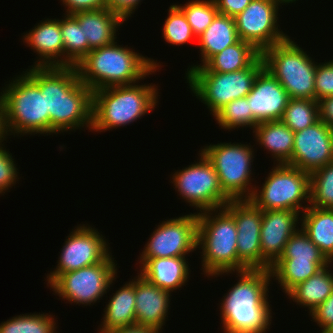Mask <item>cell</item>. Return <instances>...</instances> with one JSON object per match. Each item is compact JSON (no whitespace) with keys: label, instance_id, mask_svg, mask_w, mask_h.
Wrapping results in <instances>:
<instances>
[{"label":"cell","instance_id":"obj_1","mask_svg":"<svg viewBox=\"0 0 333 333\" xmlns=\"http://www.w3.org/2000/svg\"><path fill=\"white\" fill-rule=\"evenodd\" d=\"M29 67L24 72L45 94L50 135L91 130L93 91L80 80L76 66Z\"/></svg>","mask_w":333,"mask_h":333},{"label":"cell","instance_id":"obj_2","mask_svg":"<svg viewBox=\"0 0 333 333\" xmlns=\"http://www.w3.org/2000/svg\"><path fill=\"white\" fill-rule=\"evenodd\" d=\"M237 282L220 300V319L224 333H267L273 311L268 298L272 281L270 270L235 272Z\"/></svg>","mask_w":333,"mask_h":333},{"label":"cell","instance_id":"obj_3","mask_svg":"<svg viewBox=\"0 0 333 333\" xmlns=\"http://www.w3.org/2000/svg\"><path fill=\"white\" fill-rule=\"evenodd\" d=\"M91 50L77 65L80 80L92 91L130 85L161 70L162 64L117 43ZM146 77V78H145Z\"/></svg>","mask_w":333,"mask_h":333},{"label":"cell","instance_id":"obj_4","mask_svg":"<svg viewBox=\"0 0 333 333\" xmlns=\"http://www.w3.org/2000/svg\"><path fill=\"white\" fill-rule=\"evenodd\" d=\"M140 82L94 90L90 131L101 133L125 127L158 107V84Z\"/></svg>","mask_w":333,"mask_h":333},{"label":"cell","instance_id":"obj_5","mask_svg":"<svg viewBox=\"0 0 333 333\" xmlns=\"http://www.w3.org/2000/svg\"><path fill=\"white\" fill-rule=\"evenodd\" d=\"M197 217V250H202L201 270L205 277L238 272V232L234 217L224 207L197 213Z\"/></svg>","mask_w":333,"mask_h":333},{"label":"cell","instance_id":"obj_6","mask_svg":"<svg viewBox=\"0 0 333 333\" xmlns=\"http://www.w3.org/2000/svg\"><path fill=\"white\" fill-rule=\"evenodd\" d=\"M15 76L4 83L0 92L9 136L50 135L45 94L24 71Z\"/></svg>","mask_w":333,"mask_h":333},{"label":"cell","instance_id":"obj_7","mask_svg":"<svg viewBox=\"0 0 333 333\" xmlns=\"http://www.w3.org/2000/svg\"><path fill=\"white\" fill-rule=\"evenodd\" d=\"M309 52L288 37L262 53L266 68L293 99L315 100V71L317 63Z\"/></svg>","mask_w":333,"mask_h":333},{"label":"cell","instance_id":"obj_8","mask_svg":"<svg viewBox=\"0 0 333 333\" xmlns=\"http://www.w3.org/2000/svg\"><path fill=\"white\" fill-rule=\"evenodd\" d=\"M254 146L247 142H220L199 149L212 163L223 192L231 200L250 199L253 195L256 186L252 184Z\"/></svg>","mask_w":333,"mask_h":333},{"label":"cell","instance_id":"obj_9","mask_svg":"<svg viewBox=\"0 0 333 333\" xmlns=\"http://www.w3.org/2000/svg\"><path fill=\"white\" fill-rule=\"evenodd\" d=\"M264 68L260 56L250 67L235 72H185L186 83L194 97L214 116L231 101L246 97L258 73Z\"/></svg>","mask_w":333,"mask_h":333},{"label":"cell","instance_id":"obj_10","mask_svg":"<svg viewBox=\"0 0 333 333\" xmlns=\"http://www.w3.org/2000/svg\"><path fill=\"white\" fill-rule=\"evenodd\" d=\"M273 165L261 187L255 186L250 200L262 211L279 209L302 214L310 205V173L287 164Z\"/></svg>","mask_w":333,"mask_h":333},{"label":"cell","instance_id":"obj_11","mask_svg":"<svg viewBox=\"0 0 333 333\" xmlns=\"http://www.w3.org/2000/svg\"><path fill=\"white\" fill-rule=\"evenodd\" d=\"M112 256L111 253L103 262L61 274L49 286L50 290L69 304L85 307L99 303L118 277V263Z\"/></svg>","mask_w":333,"mask_h":333},{"label":"cell","instance_id":"obj_12","mask_svg":"<svg viewBox=\"0 0 333 333\" xmlns=\"http://www.w3.org/2000/svg\"><path fill=\"white\" fill-rule=\"evenodd\" d=\"M194 162L171 174L177 195L197 213L223 208L231 199L223 192L212 163L200 150Z\"/></svg>","mask_w":333,"mask_h":333},{"label":"cell","instance_id":"obj_13","mask_svg":"<svg viewBox=\"0 0 333 333\" xmlns=\"http://www.w3.org/2000/svg\"><path fill=\"white\" fill-rule=\"evenodd\" d=\"M110 243L98 229L79 224L66 236L56 268L46 275L49 287L61 274L103 262L111 253Z\"/></svg>","mask_w":333,"mask_h":333},{"label":"cell","instance_id":"obj_14","mask_svg":"<svg viewBox=\"0 0 333 333\" xmlns=\"http://www.w3.org/2000/svg\"><path fill=\"white\" fill-rule=\"evenodd\" d=\"M165 220L155 227L139 258L188 257L197 250V212Z\"/></svg>","mask_w":333,"mask_h":333},{"label":"cell","instance_id":"obj_15","mask_svg":"<svg viewBox=\"0 0 333 333\" xmlns=\"http://www.w3.org/2000/svg\"><path fill=\"white\" fill-rule=\"evenodd\" d=\"M282 5L279 0H252L234 18L239 39L250 43L260 53L286 40L289 35L281 30L278 21Z\"/></svg>","mask_w":333,"mask_h":333},{"label":"cell","instance_id":"obj_16","mask_svg":"<svg viewBox=\"0 0 333 333\" xmlns=\"http://www.w3.org/2000/svg\"><path fill=\"white\" fill-rule=\"evenodd\" d=\"M224 208L234 217L237 228L238 272L262 270L260 231L262 210L250 199L231 200Z\"/></svg>","mask_w":333,"mask_h":333},{"label":"cell","instance_id":"obj_17","mask_svg":"<svg viewBox=\"0 0 333 333\" xmlns=\"http://www.w3.org/2000/svg\"><path fill=\"white\" fill-rule=\"evenodd\" d=\"M333 161V129L320 119L294 133L292 157L287 165L312 173Z\"/></svg>","mask_w":333,"mask_h":333},{"label":"cell","instance_id":"obj_18","mask_svg":"<svg viewBox=\"0 0 333 333\" xmlns=\"http://www.w3.org/2000/svg\"><path fill=\"white\" fill-rule=\"evenodd\" d=\"M301 213L291 210L262 211L260 244L262 270H270L284 251L287 241L300 228Z\"/></svg>","mask_w":333,"mask_h":333},{"label":"cell","instance_id":"obj_19","mask_svg":"<svg viewBox=\"0 0 333 333\" xmlns=\"http://www.w3.org/2000/svg\"><path fill=\"white\" fill-rule=\"evenodd\" d=\"M246 97L253 114V130L260 122L280 121L290 99L283 86L266 68L258 73Z\"/></svg>","mask_w":333,"mask_h":333},{"label":"cell","instance_id":"obj_20","mask_svg":"<svg viewBox=\"0 0 333 333\" xmlns=\"http://www.w3.org/2000/svg\"><path fill=\"white\" fill-rule=\"evenodd\" d=\"M22 41L38 56L32 67H64L59 18L41 20L22 36Z\"/></svg>","mask_w":333,"mask_h":333},{"label":"cell","instance_id":"obj_21","mask_svg":"<svg viewBox=\"0 0 333 333\" xmlns=\"http://www.w3.org/2000/svg\"><path fill=\"white\" fill-rule=\"evenodd\" d=\"M135 277L136 325L163 329L171 309V292L152 285L141 275Z\"/></svg>","mask_w":333,"mask_h":333},{"label":"cell","instance_id":"obj_22","mask_svg":"<svg viewBox=\"0 0 333 333\" xmlns=\"http://www.w3.org/2000/svg\"><path fill=\"white\" fill-rule=\"evenodd\" d=\"M187 257L138 258V274L152 285L168 292L181 290L190 279Z\"/></svg>","mask_w":333,"mask_h":333},{"label":"cell","instance_id":"obj_23","mask_svg":"<svg viewBox=\"0 0 333 333\" xmlns=\"http://www.w3.org/2000/svg\"><path fill=\"white\" fill-rule=\"evenodd\" d=\"M73 16L83 29L84 40H88L91 50L112 44L117 40V32L126 21L109 9L77 12Z\"/></svg>","mask_w":333,"mask_h":333},{"label":"cell","instance_id":"obj_24","mask_svg":"<svg viewBox=\"0 0 333 333\" xmlns=\"http://www.w3.org/2000/svg\"><path fill=\"white\" fill-rule=\"evenodd\" d=\"M109 299L97 333H109L116 328L136 324L135 276L118 288Z\"/></svg>","mask_w":333,"mask_h":333},{"label":"cell","instance_id":"obj_25","mask_svg":"<svg viewBox=\"0 0 333 333\" xmlns=\"http://www.w3.org/2000/svg\"><path fill=\"white\" fill-rule=\"evenodd\" d=\"M252 132L255 143L271 155L274 164L289 163L294 147V132L287 125L281 121H264Z\"/></svg>","mask_w":333,"mask_h":333},{"label":"cell","instance_id":"obj_26","mask_svg":"<svg viewBox=\"0 0 333 333\" xmlns=\"http://www.w3.org/2000/svg\"><path fill=\"white\" fill-rule=\"evenodd\" d=\"M238 40L234 18L218 13L206 30L197 37L201 63L198 64L197 62L196 65H189L187 69L203 66L212 56L233 45Z\"/></svg>","mask_w":333,"mask_h":333},{"label":"cell","instance_id":"obj_27","mask_svg":"<svg viewBox=\"0 0 333 333\" xmlns=\"http://www.w3.org/2000/svg\"><path fill=\"white\" fill-rule=\"evenodd\" d=\"M261 53L250 43L239 39L233 45L212 56L203 66L186 72H235L250 67Z\"/></svg>","mask_w":333,"mask_h":333},{"label":"cell","instance_id":"obj_28","mask_svg":"<svg viewBox=\"0 0 333 333\" xmlns=\"http://www.w3.org/2000/svg\"><path fill=\"white\" fill-rule=\"evenodd\" d=\"M331 267H333V262L296 285L286 294L287 299H292L296 305L307 308L310 314L333 292V270H330Z\"/></svg>","mask_w":333,"mask_h":333},{"label":"cell","instance_id":"obj_29","mask_svg":"<svg viewBox=\"0 0 333 333\" xmlns=\"http://www.w3.org/2000/svg\"><path fill=\"white\" fill-rule=\"evenodd\" d=\"M302 230L329 262H333V209L308 206L301 214Z\"/></svg>","mask_w":333,"mask_h":333},{"label":"cell","instance_id":"obj_30","mask_svg":"<svg viewBox=\"0 0 333 333\" xmlns=\"http://www.w3.org/2000/svg\"><path fill=\"white\" fill-rule=\"evenodd\" d=\"M329 261H276L270 268L271 277L278 283L285 295L296 285L313 276Z\"/></svg>","mask_w":333,"mask_h":333},{"label":"cell","instance_id":"obj_31","mask_svg":"<svg viewBox=\"0 0 333 333\" xmlns=\"http://www.w3.org/2000/svg\"><path fill=\"white\" fill-rule=\"evenodd\" d=\"M60 30L64 44V67L76 66L91 51L88 40H84L83 29L73 15H63Z\"/></svg>","mask_w":333,"mask_h":333},{"label":"cell","instance_id":"obj_32","mask_svg":"<svg viewBox=\"0 0 333 333\" xmlns=\"http://www.w3.org/2000/svg\"><path fill=\"white\" fill-rule=\"evenodd\" d=\"M54 316L40 312L20 314L1 322L0 333H58Z\"/></svg>","mask_w":333,"mask_h":333},{"label":"cell","instance_id":"obj_33","mask_svg":"<svg viewBox=\"0 0 333 333\" xmlns=\"http://www.w3.org/2000/svg\"><path fill=\"white\" fill-rule=\"evenodd\" d=\"M319 120V104L312 99L290 98L280 119L294 133L301 131Z\"/></svg>","mask_w":333,"mask_h":333},{"label":"cell","instance_id":"obj_34","mask_svg":"<svg viewBox=\"0 0 333 333\" xmlns=\"http://www.w3.org/2000/svg\"><path fill=\"white\" fill-rule=\"evenodd\" d=\"M215 121L228 131L233 129L250 128L253 130V114L247 97L238 98L221 108L214 116Z\"/></svg>","mask_w":333,"mask_h":333},{"label":"cell","instance_id":"obj_35","mask_svg":"<svg viewBox=\"0 0 333 333\" xmlns=\"http://www.w3.org/2000/svg\"><path fill=\"white\" fill-rule=\"evenodd\" d=\"M167 10L168 16L161 29L164 41L172 46H182L191 43L192 39L197 40L183 11L176 4L170 5Z\"/></svg>","mask_w":333,"mask_h":333},{"label":"cell","instance_id":"obj_36","mask_svg":"<svg viewBox=\"0 0 333 333\" xmlns=\"http://www.w3.org/2000/svg\"><path fill=\"white\" fill-rule=\"evenodd\" d=\"M277 261H328L307 234L299 228L287 241Z\"/></svg>","mask_w":333,"mask_h":333},{"label":"cell","instance_id":"obj_37","mask_svg":"<svg viewBox=\"0 0 333 333\" xmlns=\"http://www.w3.org/2000/svg\"><path fill=\"white\" fill-rule=\"evenodd\" d=\"M333 209V161L310 174V205Z\"/></svg>","mask_w":333,"mask_h":333},{"label":"cell","instance_id":"obj_38","mask_svg":"<svg viewBox=\"0 0 333 333\" xmlns=\"http://www.w3.org/2000/svg\"><path fill=\"white\" fill-rule=\"evenodd\" d=\"M185 14L196 38L201 35L219 13L214 0H188L185 4H176Z\"/></svg>","mask_w":333,"mask_h":333},{"label":"cell","instance_id":"obj_39","mask_svg":"<svg viewBox=\"0 0 333 333\" xmlns=\"http://www.w3.org/2000/svg\"><path fill=\"white\" fill-rule=\"evenodd\" d=\"M5 142L0 143V195L6 194L15 184L18 183L20 175L16 160L12 153L6 149Z\"/></svg>","mask_w":333,"mask_h":333},{"label":"cell","instance_id":"obj_40","mask_svg":"<svg viewBox=\"0 0 333 333\" xmlns=\"http://www.w3.org/2000/svg\"><path fill=\"white\" fill-rule=\"evenodd\" d=\"M333 96V59L317 63L315 71V100Z\"/></svg>","mask_w":333,"mask_h":333},{"label":"cell","instance_id":"obj_41","mask_svg":"<svg viewBox=\"0 0 333 333\" xmlns=\"http://www.w3.org/2000/svg\"><path fill=\"white\" fill-rule=\"evenodd\" d=\"M308 315L321 328V333H331L333 331V292Z\"/></svg>","mask_w":333,"mask_h":333},{"label":"cell","instance_id":"obj_42","mask_svg":"<svg viewBox=\"0 0 333 333\" xmlns=\"http://www.w3.org/2000/svg\"><path fill=\"white\" fill-rule=\"evenodd\" d=\"M64 5L66 15L77 12L98 10L107 8L106 0H60ZM67 8V9H66Z\"/></svg>","mask_w":333,"mask_h":333},{"label":"cell","instance_id":"obj_43","mask_svg":"<svg viewBox=\"0 0 333 333\" xmlns=\"http://www.w3.org/2000/svg\"><path fill=\"white\" fill-rule=\"evenodd\" d=\"M143 0H106L107 9L120 15L125 21L132 17Z\"/></svg>","mask_w":333,"mask_h":333},{"label":"cell","instance_id":"obj_44","mask_svg":"<svg viewBox=\"0 0 333 333\" xmlns=\"http://www.w3.org/2000/svg\"><path fill=\"white\" fill-rule=\"evenodd\" d=\"M252 0H214L220 14L235 18Z\"/></svg>","mask_w":333,"mask_h":333},{"label":"cell","instance_id":"obj_45","mask_svg":"<svg viewBox=\"0 0 333 333\" xmlns=\"http://www.w3.org/2000/svg\"><path fill=\"white\" fill-rule=\"evenodd\" d=\"M318 104L319 119L333 129V96L320 99Z\"/></svg>","mask_w":333,"mask_h":333},{"label":"cell","instance_id":"obj_46","mask_svg":"<svg viewBox=\"0 0 333 333\" xmlns=\"http://www.w3.org/2000/svg\"><path fill=\"white\" fill-rule=\"evenodd\" d=\"M109 333H162V329H156L151 327H144L141 325L126 326L116 328Z\"/></svg>","mask_w":333,"mask_h":333},{"label":"cell","instance_id":"obj_47","mask_svg":"<svg viewBox=\"0 0 333 333\" xmlns=\"http://www.w3.org/2000/svg\"><path fill=\"white\" fill-rule=\"evenodd\" d=\"M9 134L6 128L4 105L0 95V143L7 141Z\"/></svg>","mask_w":333,"mask_h":333},{"label":"cell","instance_id":"obj_48","mask_svg":"<svg viewBox=\"0 0 333 333\" xmlns=\"http://www.w3.org/2000/svg\"><path fill=\"white\" fill-rule=\"evenodd\" d=\"M283 5L285 4L286 5H289V4H292V3H296V1L298 0H279Z\"/></svg>","mask_w":333,"mask_h":333}]
</instances>
